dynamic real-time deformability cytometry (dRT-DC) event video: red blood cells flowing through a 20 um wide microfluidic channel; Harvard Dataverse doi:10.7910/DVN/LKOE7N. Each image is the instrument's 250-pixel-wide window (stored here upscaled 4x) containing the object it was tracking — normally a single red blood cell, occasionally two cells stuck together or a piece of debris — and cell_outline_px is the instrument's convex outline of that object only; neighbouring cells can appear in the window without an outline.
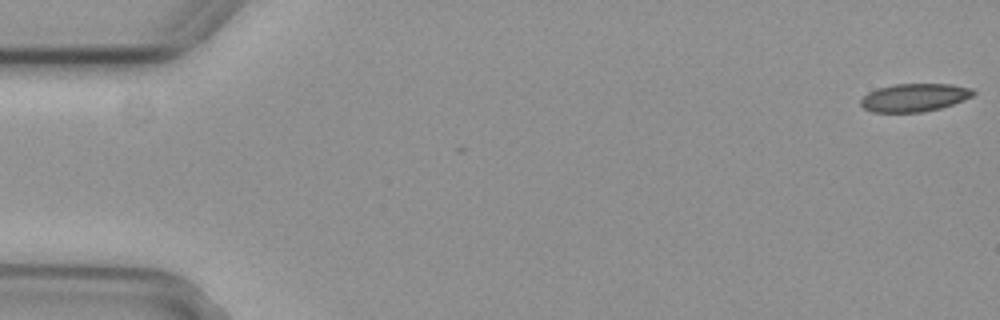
{"species": "common noctule bat (a hibernating species)", "species_latin": "Nyctalus noctula", "temperature_condition": "cold", "stored_images_in_passage": 5, "camera_frame_rate_fps": 3000, "um_per_image_px": 0.085, "animal": {"sex": "female", "body_mass_g": 29.2, "forearm_length_mm": 56.3}, "frame": {"image": 1, "passage_image": 1, "time_ms": 0.0, "image_size_px": [1000, 320], "cell_outline_px": [[976, 92], [972, 96], [964, 100], [940, 108], [920, 112], [872, 112], [864, 108], [860, 104], [860, 100], [868, 92], [876, 88], [892, 84], [952, 84], [972, 88]], "centroid_in_image_um": [77.71, 8.28], "position_along_channel_um": 7.3, "area_um2": 18.44}}
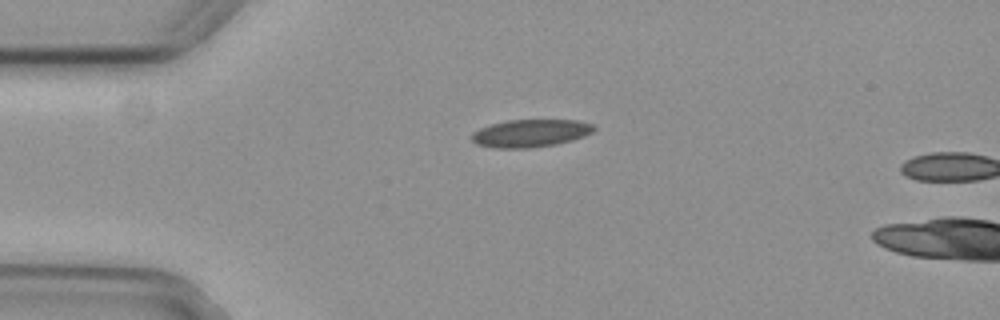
{"frame": {"image": 2, "passage_image": 4, "time_ms": 1.0, "image_size_px": [1000, 320], "cell_outline_px": [[596, 128], [592, 132], [584, 136], [572, 140], [556, 144], [532, 148], [492, 148], [476, 144], [472, 140], [472, 132], [488, 124], [508, 120], [576, 120], [592, 124]], "centroid_in_image_um": [45.06, 11.32], "position_along_channel_um": 39.9, "area_um2": 19.83}}